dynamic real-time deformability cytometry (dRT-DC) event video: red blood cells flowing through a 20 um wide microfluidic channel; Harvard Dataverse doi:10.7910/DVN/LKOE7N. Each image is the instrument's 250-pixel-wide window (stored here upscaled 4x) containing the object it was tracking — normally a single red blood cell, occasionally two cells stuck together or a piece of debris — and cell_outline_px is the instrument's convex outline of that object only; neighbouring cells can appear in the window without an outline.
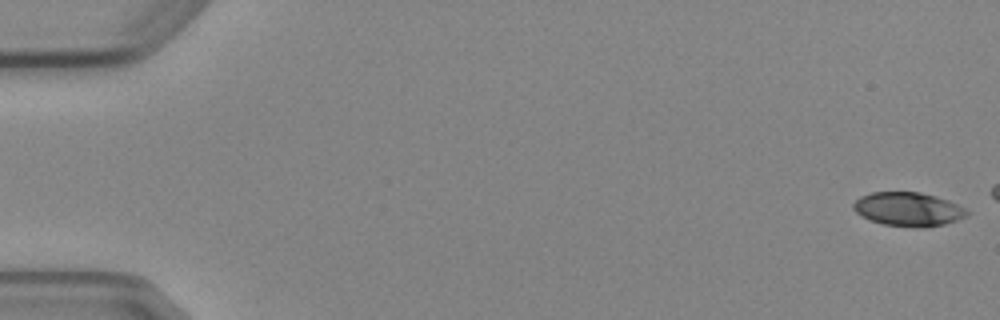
{"species": "Egyptian fruit bat (a non-hibernating species)", "species_latin": "Rousettus aegyptiacus", "temperature_condition": "cold", "stored_images_in_passage": 5, "camera_frame_rate_fps": 3000, "um_per_image_px": 0.085, "animal": {"sex": "female"}, "frame": {"image": 1, "passage_image": 1, "time_ms": 0.0, "image_size_px": [1000, 320], "cell_outline_px": [[968, 216], [944, 224], [920, 228], [916, 228], [884, 224], [872, 220], [856, 212], [852, 208], [852, 204], [860, 196], [872, 192], [920, 192], [936, 196], [948, 200], [964, 208], [968, 212]], "centroid_in_image_um": [77.2, 17.78], "position_along_channel_um": 7.8, "area_um2": 22.25}}